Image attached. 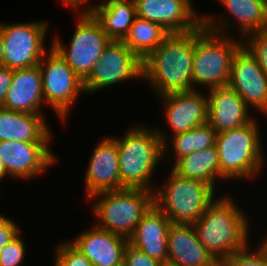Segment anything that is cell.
<instances>
[{
	"label": "cell",
	"instance_id": "cell-1",
	"mask_svg": "<svg viewBox=\"0 0 267 266\" xmlns=\"http://www.w3.org/2000/svg\"><path fill=\"white\" fill-rule=\"evenodd\" d=\"M195 30L170 33L163 42L143 59V78L154 91L163 96L195 90L193 58Z\"/></svg>",
	"mask_w": 267,
	"mask_h": 266
},
{
	"label": "cell",
	"instance_id": "cell-2",
	"mask_svg": "<svg viewBox=\"0 0 267 266\" xmlns=\"http://www.w3.org/2000/svg\"><path fill=\"white\" fill-rule=\"evenodd\" d=\"M232 199L216 198L193 223L198 239L219 263L249 245L247 216Z\"/></svg>",
	"mask_w": 267,
	"mask_h": 266
},
{
	"label": "cell",
	"instance_id": "cell-3",
	"mask_svg": "<svg viewBox=\"0 0 267 266\" xmlns=\"http://www.w3.org/2000/svg\"><path fill=\"white\" fill-rule=\"evenodd\" d=\"M149 129L138 126L129 129L123 138H115L118 145L121 189L155 191L150 184L152 173L161 157H165L169 150V138L164 131Z\"/></svg>",
	"mask_w": 267,
	"mask_h": 266
},
{
	"label": "cell",
	"instance_id": "cell-4",
	"mask_svg": "<svg viewBox=\"0 0 267 266\" xmlns=\"http://www.w3.org/2000/svg\"><path fill=\"white\" fill-rule=\"evenodd\" d=\"M256 118L232 130L216 133L219 172L227 179H249L263 167V150Z\"/></svg>",
	"mask_w": 267,
	"mask_h": 266
},
{
	"label": "cell",
	"instance_id": "cell-5",
	"mask_svg": "<svg viewBox=\"0 0 267 266\" xmlns=\"http://www.w3.org/2000/svg\"><path fill=\"white\" fill-rule=\"evenodd\" d=\"M242 42L209 31L202 24L195 29L193 84L207 85L208 90L228 86L232 58Z\"/></svg>",
	"mask_w": 267,
	"mask_h": 266
},
{
	"label": "cell",
	"instance_id": "cell-6",
	"mask_svg": "<svg viewBox=\"0 0 267 266\" xmlns=\"http://www.w3.org/2000/svg\"><path fill=\"white\" fill-rule=\"evenodd\" d=\"M88 199H97L92 208L100 221L95 224L97 227L129 238L154 204V192L123 188L101 192Z\"/></svg>",
	"mask_w": 267,
	"mask_h": 266
},
{
	"label": "cell",
	"instance_id": "cell-7",
	"mask_svg": "<svg viewBox=\"0 0 267 266\" xmlns=\"http://www.w3.org/2000/svg\"><path fill=\"white\" fill-rule=\"evenodd\" d=\"M163 187L154 191V204L172 223H195L215 200L210 184L181 177L172 169Z\"/></svg>",
	"mask_w": 267,
	"mask_h": 266
},
{
	"label": "cell",
	"instance_id": "cell-8",
	"mask_svg": "<svg viewBox=\"0 0 267 266\" xmlns=\"http://www.w3.org/2000/svg\"><path fill=\"white\" fill-rule=\"evenodd\" d=\"M78 16L80 18L78 17V24L71 38L69 49L63 46L59 37H55L51 46L84 80L112 40L91 13H82Z\"/></svg>",
	"mask_w": 267,
	"mask_h": 266
},
{
	"label": "cell",
	"instance_id": "cell-9",
	"mask_svg": "<svg viewBox=\"0 0 267 266\" xmlns=\"http://www.w3.org/2000/svg\"><path fill=\"white\" fill-rule=\"evenodd\" d=\"M38 65L41 70L44 100L56 111L59 118L65 121L78 95L85 93L83 80L52 46Z\"/></svg>",
	"mask_w": 267,
	"mask_h": 266
},
{
	"label": "cell",
	"instance_id": "cell-10",
	"mask_svg": "<svg viewBox=\"0 0 267 266\" xmlns=\"http://www.w3.org/2000/svg\"><path fill=\"white\" fill-rule=\"evenodd\" d=\"M4 53L2 66L12 70L37 66L47 53L44 45L48 25L35 21L18 24H1Z\"/></svg>",
	"mask_w": 267,
	"mask_h": 266
},
{
	"label": "cell",
	"instance_id": "cell-11",
	"mask_svg": "<svg viewBox=\"0 0 267 266\" xmlns=\"http://www.w3.org/2000/svg\"><path fill=\"white\" fill-rule=\"evenodd\" d=\"M138 76H143V60L123 41L112 40L83 80L84 89L93 93Z\"/></svg>",
	"mask_w": 267,
	"mask_h": 266
},
{
	"label": "cell",
	"instance_id": "cell-12",
	"mask_svg": "<svg viewBox=\"0 0 267 266\" xmlns=\"http://www.w3.org/2000/svg\"><path fill=\"white\" fill-rule=\"evenodd\" d=\"M228 86L242 97L248 107L253 106V109L267 114V75L244 45L232 58Z\"/></svg>",
	"mask_w": 267,
	"mask_h": 266
},
{
	"label": "cell",
	"instance_id": "cell-13",
	"mask_svg": "<svg viewBox=\"0 0 267 266\" xmlns=\"http://www.w3.org/2000/svg\"><path fill=\"white\" fill-rule=\"evenodd\" d=\"M49 142L0 141V158L8 175L32 179L57 162Z\"/></svg>",
	"mask_w": 267,
	"mask_h": 266
},
{
	"label": "cell",
	"instance_id": "cell-14",
	"mask_svg": "<svg viewBox=\"0 0 267 266\" xmlns=\"http://www.w3.org/2000/svg\"><path fill=\"white\" fill-rule=\"evenodd\" d=\"M137 17L161 25L169 33H187L202 24L191 0H134Z\"/></svg>",
	"mask_w": 267,
	"mask_h": 266
},
{
	"label": "cell",
	"instance_id": "cell-15",
	"mask_svg": "<svg viewBox=\"0 0 267 266\" xmlns=\"http://www.w3.org/2000/svg\"><path fill=\"white\" fill-rule=\"evenodd\" d=\"M85 185L87 198L121 189L117 140L106 137L97 143L86 170Z\"/></svg>",
	"mask_w": 267,
	"mask_h": 266
},
{
	"label": "cell",
	"instance_id": "cell-16",
	"mask_svg": "<svg viewBox=\"0 0 267 266\" xmlns=\"http://www.w3.org/2000/svg\"><path fill=\"white\" fill-rule=\"evenodd\" d=\"M197 88L192 91L159 96L173 135L184 133L208 122V99Z\"/></svg>",
	"mask_w": 267,
	"mask_h": 266
},
{
	"label": "cell",
	"instance_id": "cell-17",
	"mask_svg": "<svg viewBox=\"0 0 267 266\" xmlns=\"http://www.w3.org/2000/svg\"><path fill=\"white\" fill-rule=\"evenodd\" d=\"M167 264L171 266H218L220 263L198 239L193 224L171 223Z\"/></svg>",
	"mask_w": 267,
	"mask_h": 266
},
{
	"label": "cell",
	"instance_id": "cell-18",
	"mask_svg": "<svg viewBox=\"0 0 267 266\" xmlns=\"http://www.w3.org/2000/svg\"><path fill=\"white\" fill-rule=\"evenodd\" d=\"M127 242L128 238L96 225L70 241L93 266H122Z\"/></svg>",
	"mask_w": 267,
	"mask_h": 266
},
{
	"label": "cell",
	"instance_id": "cell-19",
	"mask_svg": "<svg viewBox=\"0 0 267 266\" xmlns=\"http://www.w3.org/2000/svg\"><path fill=\"white\" fill-rule=\"evenodd\" d=\"M218 1L225 6L232 18L227 20L222 16L221 22V19L217 21L212 16H202V25L207 30L225 35V29L231 27V22L234 20L237 25L240 24V38L242 37V40L245 41L247 35L267 27V0Z\"/></svg>",
	"mask_w": 267,
	"mask_h": 266
},
{
	"label": "cell",
	"instance_id": "cell-20",
	"mask_svg": "<svg viewBox=\"0 0 267 266\" xmlns=\"http://www.w3.org/2000/svg\"><path fill=\"white\" fill-rule=\"evenodd\" d=\"M207 99L208 123L216 133L241 127L254 118L242 97L229 86L210 89Z\"/></svg>",
	"mask_w": 267,
	"mask_h": 266
},
{
	"label": "cell",
	"instance_id": "cell-21",
	"mask_svg": "<svg viewBox=\"0 0 267 266\" xmlns=\"http://www.w3.org/2000/svg\"><path fill=\"white\" fill-rule=\"evenodd\" d=\"M171 223L164 212L153 204L137 224L128 241L149 257L165 265Z\"/></svg>",
	"mask_w": 267,
	"mask_h": 266
},
{
	"label": "cell",
	"instance_id": "cell-22",
	"mask_svg": "<svg viewBox=\"0 0 267 266\" xmlns=\"http://www.w3.org/2000/svg\"><path fill=\"white\" fill-rule=\"evenodd\" d=\"M44 101L39 65L13 70L12 83L1 107L15 112L41 114Z\"/></svg>",
	"mask_w": 267,
	"mask_h": 266
},
{
	"label": "cell",
	"instance_id": "cell-23",
	"mask_svg": "<svg viewBox=\"0 0 267 266\" xmlns=\"http://www.w3.org/2000/svg\"><path fill=\"white\" fill-rule=\"evenodd\" d=\"M50 136L42 114L15 112L0 106V141L49 142Z\"/></svg>",
	"mask_w": 267,
	"mask_h": 266
},
{
	"label": "cell",
	"instance_id": "cell-24",
	"mask_svg": "<svg viewBox=\"0 0 267 266\" xmlns=\"http://www.w3.org/2000/svg\"><path fill=\"white\" fill-rule=\"evenodd\" d=\"M82 13H91L111 40L122 41L137 17L134 0H108L88 6Z\"/></svg>",
	"mask_w": 267,
	"mask_h": 266
},
{
	"label": "cell",
	"instance_id": "cell-25",
	"mask_svg": "<svg viewBox=\"0 0 267 266\" xmlns=\"http://www.w3.org/2000/svg\"><path fill=\"white\" fill-rule=\"evenodd\" d=\"M171 169L181 177L206 182L214 189L216 178L225 179L219 172V155L216 145L180 158Z\"/></svg>",
	"mask_w": 267,
	"mask_h": 266
},
{
	"label": "cell",
	"instance_id": "cell-26",
	"mask_svg": "<svg viewBox=\"0 0 267 266\" xmlns=\"http://www.w3.org/2000/svg\"><path fill=\"white\" fill-rule=\"evenodd\" d=\"M169 34L161 25L136 17L122 41L143 60Z\"/></svg>",
	"mask_w": 267,
	"mask_h": 266
},
{
	"label": "cell",
	"instance_id": "cell-27",
	"mask_svg": "<svg viewBox=\"0 0 267 266\" xmlns=\"http://www.w3.org/2000/svg\"><path fill=\"white\" fill-rule=\"evenodd\" d=\"M172 137L173 154L176 155L174 164L182 157L195 151L209 148L215 145L216 130L207 122L184 133L175 134Z\"/></svg>",
	"mask_w": 267,
	"mask_h": 266
},
{
	"label": "cell",
	"instance_id": "cell-28",
	"mask_svg": "<svg viewBox=\"0 0 267 266\" xmlns=\"http://www.w3.org/2000/svg\"><path fill=\"white\" fill-rule=\"evenodd\" d=\"M245 38L249 39L246 43L243 41V45L255 57L260 67L267 75V27L255 31Z\"/></svg>",
	"mask_w": 267,
	"mask_h": 266
},
{
	"label": "cell",
	"instance_id": "cell-29",
	"mask_svg": "<svg viewBox=\"0 0 267 266\" xmlns=\"http://www.w3.org/2000/svg\"><path fill=\"white\" fill-rule=\"evenodd\" d=\"M55 257V266H93L91 261L70 242L60 244Z\"/></svg>",
	"mask_w": 267,
	"mask_h": 266
},
{
	"label": "cell",
	"instance_id": "cell-30",
	"mask_svg": "<svg viewBox=\"0 0 267 266\" xmlns=\"http://www.w3.org/2000/svg\"><path fill=\"white\" fill-rule=\"evenodd\" d=\"M224 264L226 266H267V256L259 246L255 252L248 250V246L231 255Z\"/></svg>",
	"mask_w": 267,
	"mask_h": 266
},
{
	"label": "cell",
	"instance_id": "cell-31",
	"mask_svg": "<svg viewBox=\"0 0 267 266\" xmlns=\"http://www.w3.org/2000/svg\"><path fill=\"white\" fill-rule=\"evenodd\" d=\"M21 233L9 242L0 252V266H19L25 257L26 249Z\"/></svg>",
	"mask_w": 267,
	"mask_h": 266
},
{
	"label": "cell",
	"instance_id": "cell-32",
	"mask_svg": "<svg viewBox=\"0 0 267 266\" xmlns=\"http://www.w3.org/2000/svg\"><path fill=\"white\" fill-rule=\"evenodd\" d=\"M123 266H163V264L149 257L128 241L124 252Z\"/></svg>",
	"mask_w": 267,
	"mask_h": 266
},
{
	"label": "cell",
	"instance_id": "cell-33",
	"mask_svg": "<svg viewBox=\"0 0 267 266\" xmlns=\"http://www.w3.org/2000/svg\"><path fill=\"white\" fill-rule=\"evenodd\" d=\"M19 233H20V229L18 225L15 224L13 220L4 217V214H1L0 215V252Z\"/></svg>",
	"mask_w": 267,
	"mask_h": 266
},
{
	"label": "cell",
	"instance_id": "cell-34",
	"mask_svg": "<svg viewBox=\"0 0 267 266\" xmlns=\"http://www.w3.org/2000/svg\"><path fill=\"white\" fill-rule=\"evenodd\" d=\"M13 78V70L0 65V106L3 105Z\"/></svg>",
	"mask_w": 267,
	"mask_h": 266
},
{
	"label": "cell",
	"instance_id": "cell-35",
	"mask_svg": "<svg viewBox=\"0 0 267 266\" xmlns=\"http://www.w3.org/2000/svg\"><path fill=\"white\" fill-rule=\"evenodd\" d=\"M87 1L90 0H63V3L67 4L68 6H70V8L74 7V9H79V7L81 6V4H87Z\"/></svg>",
	"mask_w": 267,
	"mask_h": 266
},
{
	"label": "cell",
	"instance_id": "cell-36",
	"mask_svg": "<svg viewBox=\"0 0 267 266\" xmlns=\"http://www.w3.org/2000/svg\"><path fill=\"white\" fill-rule=\"evenodd\" d=\"M8 176L3 160L0 158V181Z\"/></svg>",
	"mask_w": 267,
	"mask_h": 266
},
{
	"label": "cell",
	"instance_id": "cell-37",
	"mask_svg": "<svg viewBox=\"0 0 267 266\" xmlns=\"http://www.w3.org/2000/svg\"><path fill=\"white\" fill-rule=\"evenodd\" d=\"M3 53H4V44H3V39H2V32L0 29V64L3 58Z\"/></svg>",
	"mask_w": 267,
	"mask_h": 266
},
{
	"label": "cell",
	"instance_id": "cell-38",
	"mask_svg": "<svg viewBox=\"0 0 267 266\" xmlns=\"http://www.w3.org/2000/svg\"><path fill=\"white\" fill-rule=\"evenodd\" d=\"M263 243L260 245V247L262 248L263 252L265 253V255L267 256V237L264 241H262Z\"/></svg>",
	"mask_w": 267,
	"mask_h": 266
},
{
	"label": "cell",
	"instance_id": "cell-39",
	"mask_svg": "<svg viewBox=\"0 0 267 266\" xmlns=\"http://www.w3.org/2000/svg\"><path fill=\"white\" fill-rule=\"evenodd\" d=\"M218 266H226L224 263H220Z\"/></svg>",
	"mask_w": 267,
	"mask_h": 266
}]
</instances>
